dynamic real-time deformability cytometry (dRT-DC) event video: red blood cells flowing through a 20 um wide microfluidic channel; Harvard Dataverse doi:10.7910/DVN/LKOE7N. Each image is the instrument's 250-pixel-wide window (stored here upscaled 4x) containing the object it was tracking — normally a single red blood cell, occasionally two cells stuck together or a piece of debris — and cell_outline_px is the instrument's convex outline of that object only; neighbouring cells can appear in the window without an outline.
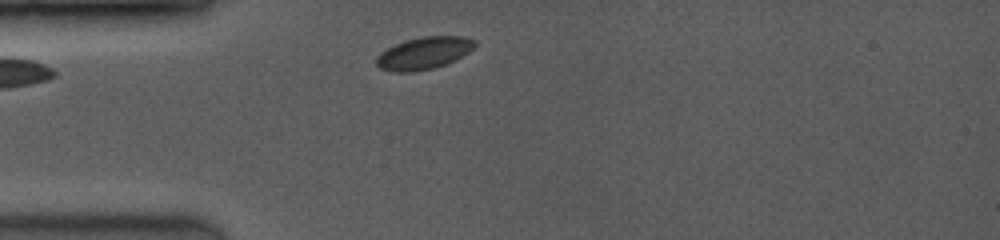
{"species": "common noctule bat (a hibernating species)", "species_latin": "Nyctalus noctula", "temperature_condition": "room temperature", "stored_images_in_passage": 36, "camera_frame_rate_fps": 3500, "um_per_image_px": 0.085, "animal": {"sex": "female", "body_mass_g": 19.0, "forearm_length_mm": 53.3}, "frame": {"image": 1, "passage_image": 1, "time_ms": 0.0, "image_size_px": [1000, 240], "cell_outline_px": [[476, 44], [468, 52], [444, 64], [432, 68], [412, 72], [396, 72], [380, 68], [376, 64], [376, 56], [380, 52], [396, 44], [408, 40], [424, 36], [464, 36], [476, 40]], "centroid_in_image_um": [36.01, 4.51], "position_along_channel_um": 49.0, "area_um2": 18.15}}
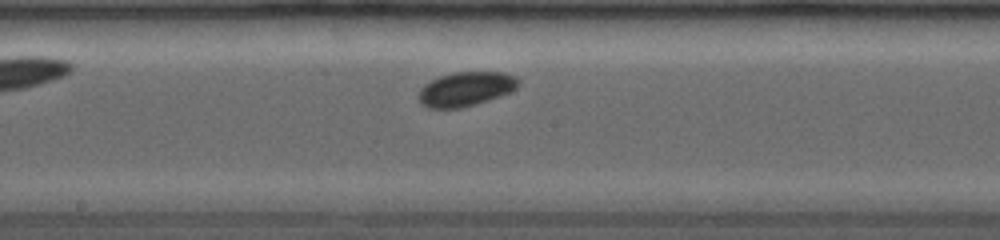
{"frame": {"image": 2, "passage_image": 16, "time_ms": 4.286, "image_size_px": [1000, 240], "cell_outline_px": [[520, 84], [516, 88], [500, 96], [460, 108], [428, 108], [420, 104], [420, 88], [424, 84], [440, 76], [452, 72], [504, 72], [516, 76], [520, 80]], "centroid_in_image_um": [39.6, 7.55], "position_along_channel_um": 208.6, "area_um2": 19.83}}
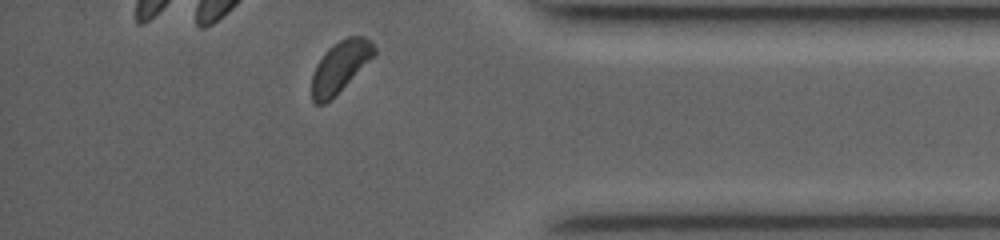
{"frame": {"image": 3, "passage_image": 34, "time_ms": 9.429, "image_size_px": [1000, 240], "cell_outline_px": [[376, 56], [324, 104], [316, 104], [312, 100], [312, 76], [316, 64], [324, 52], [328, 48], [340, 40], [348, 36], [364, 36], [372, 40], [376, 48]], "centroid_in_image_um": [28.94, 5.62], "position_along_channel_um": 406.3, "area_um2": 18.55}}